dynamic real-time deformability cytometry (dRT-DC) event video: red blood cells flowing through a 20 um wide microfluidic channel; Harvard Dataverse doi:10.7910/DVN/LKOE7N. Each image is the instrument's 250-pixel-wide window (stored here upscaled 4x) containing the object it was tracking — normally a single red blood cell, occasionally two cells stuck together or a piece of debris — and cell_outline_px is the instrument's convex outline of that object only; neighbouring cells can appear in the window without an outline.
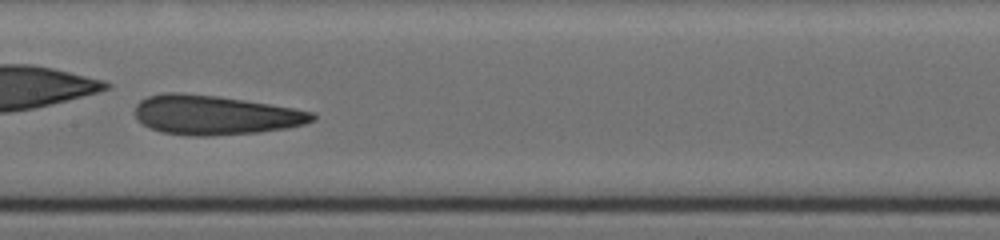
{"species": "human", "species_latin": "Homo sapiens", "temperature_condition": "cold", "stored_images_in_passage": 33, "camera_frame_rate_fps": 3000, "um_per_image_px": 0.085, "donor": {"sex": "female"}, "frame": {"image": 1, "passage_image": 15, "time_ms": 4.667, "image_size_px": [1000, 240], "cell_outline_px": [[316, 120], [304, 124], [288, 128], [260, 132], [212, 136], [188, 136], [160, 132], [144, 124], [136, 116], [136, 104], [140, 100], [148, 96], [168, 92], [180, 92], [216, 96], [244, 100], [292, 108], [312, 112], [316, 116]], "centroid_in_image_um": [18.28, 9.78], "position_along_channel_um": 189.1, "area_um2": 40.63}, "authors_computed_cell_mechanics": {"area_um2": 40.5178, "velocity_mm_per_s": 3.6354, "shape_relaxation_time_tau1_ms": 3.6672, "shape_relaxation_time_tau2_ms": 3.8786, "deformation_change_tau1": 0.1677, "deformation_change_tau2": 0.1238}}